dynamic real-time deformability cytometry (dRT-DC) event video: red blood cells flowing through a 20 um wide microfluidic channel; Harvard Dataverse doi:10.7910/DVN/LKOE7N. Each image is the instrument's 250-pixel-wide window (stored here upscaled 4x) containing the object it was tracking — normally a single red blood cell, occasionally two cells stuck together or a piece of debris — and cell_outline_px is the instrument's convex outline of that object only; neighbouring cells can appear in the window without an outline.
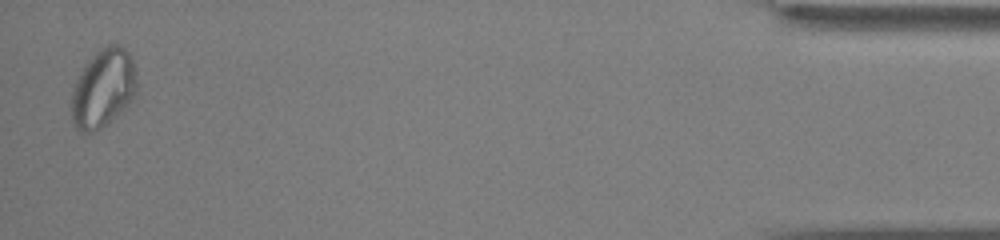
{"species": "common noctule bat (a hibernating species)", "species_latin": "Nyctalus noctula", "temperature_condition": "cold", "stored_images_in_passage": 39, "segment_of_instrument_passage": [2, 2], "camera_frame_rate_fps": 3000, "um_per_image_px": 0.085, "animal": {"sex": "male", "body_mass_g": 13.0, "forearm_length_mm": 53.1}, "frame": {"image": 1, "passage_image": 38, "time_ms": 12.333, "image_size_px": [1000, 240], "cell_outline_px": [[136, 92], [132, 100], [108, 124], [96, 132], [84, 136], [72, 124], [72, 88], [84, 64], [100, 48], [108, 44], [120, 44], [132, 56], [136, 68]], "centroid_in_image_um": [8.76, 7.53], "position_along_channel_um": 426.4, "area_um2": 30.52}}